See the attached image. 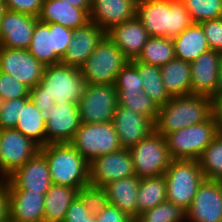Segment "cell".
Listing matches in <instances>:
<instances>
[{"label": "cell", "mask_w": 222, "mask_h": 222, "mask_svg": "<svg viewBox=\"0 0 222 222\" xmlns=\"http://www.w3.org/2000/svg\"><path fill=\"white\" fill-rule=\"evenodd\" d=\"M86 87L80 68L62 63L45 66L40 82L29 89V98L35 107L45 113L55 103H76Z\"/></svg>", "instance_id": "cell-1"}, {"label": "cell", "mask_w": 222, "mask_h": 222, "mask_svg": "<svg viewBox=\"0 0 222 222\" xmlns=\"http://www.w3.org/2000/svg\"><path fill=\"white\" fill-rule=\"evenodd\" d=\"M216 112V101L205 95L172 97L159 107L154 130L164 137L193 124L207 121Z\"/></svg>", "instance_id": "cell-2"}, {"label": "cell", "mask_w": 222, "mask_h": 222, "mask_svg": "<svg viewBox=\"0 0 222 222\" xmlns=\"http://www.w3.org/2000/svg\"><path fill=\"white\" fill-rule=\"evenodd\" d=\"M136 18L149 37L174 39L192 24L180 0H138Z\"/></svg>", "instance_id": "cell-3"}, {"label": "cell", "mask_w": 222, "mask_h": 222, "mask_svg": "<svg viewBox=\"0 0 222 222\" xmlns=\"http://www.w3.org/2000/svg\"><path fill=\"white\" fill-rule=\"evenodd\" d=\"M39 151L45 156L52 184L76 189L90 184L89 162L70 144H47Z\"/></svg>", "instance_id": "cell-4"}, {"label": "cell", "mask_w": 222, "mask_h": 222, "mask_svg": "<svg viewBox=\"0 0 222 222\" xmlns=\"http://www.w3.org/2000/svg\"><path fill=\"white\" fill-rule=\"evenodd\" d=\"M221 132L215 112L207 121L193 124L165 136L172 159L198 160L205 148Z\"/></svg>", "instance_id": "cell-5"}, {"label": "cell", "mask_w": 222, "mask_h": 222, "mask_svg": "<svg viewBox=\"0 0 222 222\" xmlns=\"http://www.w3.org/2000/svg\"><path fill=\"white\" fill-rule=\"evenodd\" d=\"M166 198L187 210L206 179L198 160L172 159L165 174Z\"/></svg>", "instance_id": "cell-6"}, {"label": "cell", "mask_w": 222, "mask_h": 222, "mask_svg": "<svg viewBox=\"0 0 222 222\" xmlns=\"http://www.w3.org/2000/svg\"><path fill=\"white\" fill-rule=\"evenodd\" d=\"M72 37L73 30L38 20L28 50L44 66L60 64Z\"/></svg>", "instance_id": "cell-7"}, {"label": "cell", "mask_w": 222, "mask_h": 222, "mask_svg": "<svg viewBox=\"0 0 222 222\" xmlns=\"http://www.w3.org/2000/svg\"><path fill=\"white\" fill-rule=\"evenodd\" d=\"M127 62L122 51L106 35L80 70L86 84H114L118 72Z\"/></svg>", "instance_id": "cell-8"}, {"label": "cell", "mask_w": 222, "mask_h": 222, "mask_svg": "<svg viewBox=\"0 0 222 222\" xmlns=\"http://www.w3.org/2000/svg\"><path fill=\"white\" fill-rule=\"evenodd\" d=\"M129 151L135 174L140 179L164 175L172 160L166 138L155 130Z\"/></svg>", "instance_id": "cell-9"}, {"label": "cell", "mask_w": 222, "mask_h": 222, "mask_svg": "<svg viewBox=\"0 0 222 222\" xmlns=\"http://www.w3.org/2000/svg\"><path fill=\"white\" fill-rule=\"evenodd\" d=\"M89 163L100 155L121 149L113 122L81 123L69 142Z\"/></svg>", "instance_id": "cell-10"}, {"label": "cell", "mask_w": 222, "mask_h": 222, "mask_svg": "<svg viewBox=\"0 0 222 222\" xmlns=\"http://www.w3.org/2000/svg\"><path fill=\"white\" fill-rule=\"evenodd\" d=\"M117 107L118 95L114 84H86L78 102L80 122H112Z\"/></svg>", "instance_id": "cell-11"}, {"label": "cell", "mask_w": 222, "mask_h": 222, "mask_svg": "<svg viewBox=\"0 0 222 222\" xmlns=\"http://www.w3.org/2000/svg\"><path fill=\"white\" fill-rule=\"evenodd\" d=\"M40 147L20 131L0 129V179H6L30 160Z\"/></svg>", "instance_id": "cell-12"}, {"label": "cell", "mask_w": 222, "mask_h": 222, "mask_svg": "<svg viewBox=\"0 0 222 222\" xmlns=\"http://www.w3.org/2000/svg\"><path fill=\"white\" fill-rule=\"evenodd\" d=\"M6 185L7 191L46 193L52 185V180L45 156L38 151L6 178Z\"/></svg>", "instance_id": "cell-13"}, {"label": "cell", "mask_w": 222, "mask_h": 222, "mask_svg": "<svg viewBox=\"0 0 222 222\" xmlns=\"http://www.w3.org/2000/svg\"><path fill=\"white\" fill-rule=\"evenodd\" d=\"M44 68L28 49L0 47V71L11 75L29 89L40 82Z\"/></svg>", "instance_id": "cell-14"}, {"label": "cell", "mask_w": 222, "mask_h": 222, "mask_svg": "<svg viewBox=\"0 0 222 222\" xmlns=\"http://www.w3.org/2000/svg\"><path fill=\"white\" fill-rule=\"evenodd\" d=\"M89 170L90 185L96 187L136 175L132 156L127 148L100 155L89 163Z\"/></svg>", "instance_id": "cell-15"}, {"label": "cell", "mask_w": 222, "mask_h": 222, "mask_svg": "<svg viewBox=\"0 0 222 222\" xmlns=\"http://www.w3.org/2000/svg\"><path fill=\"white\" fill-rule=\"evenodd\" d=\"M186 222H222V181L202 182L186 210Z\"/></svg>", "instance_id": "cell-16"}, {"label": "cell", "mask_w": 222, "mask_h": 222, "mask_svg": "<svg viewBox=\"0 0 222 222\" xmlns=\"http://www.w3.org/2000/svg\"><path fill=\"white\" fill-rule=\"evenodd\" d=\"M44 115L46 145L69 143L81 124L76 103H55Z\"/></svg>", "instance_id": "cell-17"}, {"label": "cell", "mask_w": 222, "mask_h": 222, "mask_svg": "<svg viewBox=\"0 0 222 222\" xmlns=\"http://www.w3.org/2000/svg\"><path fill=\"white\" fill-rule=\"evenodd\" d=\"M222 54L207 50L191 62L192 94L219 98V71Z\"/></svg>", "instance_id": "cell-18"}, {"label": "cell", "mask_w": 222, "mask_h": 222, "mask_svg": "<svg viewBox=\"0 0 222 222\" xmlns=\"http://www.w3.org/2000/svg\"><path fill=\"white\" fill-rule=\"evenodd\" d=\"M38 17L6 10L0 24V47L28 49Z\"/></svg>", "instance_id": "cell-19"}, {"label": "cell", "mask_w": 222, "mask_h": 222, "mask_svg": "<svg viewBox=\"0 0 222 222\" xmlns=\"http://www.w3.org/2000/svg\"><path fill=\"white\" fill-rule=\"evenodd\" d=\"M105 36L106 32L91 20L74 29L73 37L61 63L80 68Z\"/></svg>", "instance_id": "cell-20"}, {"label": "cell", "mask_w": 222, "mask_h": 222, "mask_svg": "<svg viewBox=\"0 0 222 222\" xmlns=\"http://www.w3.org/2000/svg\"><path fill=\"white\" fill-rule=\"evenodd\" d=\"M112 122L122 148L129 149L137 145L154 131V123L147 116L137 114L119 105L115 110Z\"/></svg>", "instance_id": "cell-21"}, {"label": "cell", "mask_w": 222, "mask_h": 222, "mask_svg": "<svg viewBox=\"0 0 222 222\" xmlns=\"http://www.w3.org/2000/svg\"><path fill=\"white\" fill-rule=\"evenodd\" d=\"M138 0H91L90 20L107 32L114 25L136 17Z\"/></svg>", "instance_id": "cell-22"}, {"label": "cell", "mask_w": 222, "mask_h": 222, "mask_svg": "<svg viewBox=\"0 0 222 222\" xmlns=\"http://www.w3.org/2000/svg\"><path fill=\"white\" fill-rule=\"evenodd\" d=\"M106 35L128 60L136 59L139 56L149 38L147 30L136 17L114 25L106 32Z\"/></svg>", "instance_id": "cell-23"}, {"label": "cell", "mask_w": 222, "mask_h": 222, "mask_svg": "<svg viewBox=\"0 0 222 222\" xmlns=\"http://www.w3.org/2000/svg\"><path fill=\"white\" fill-rule=\"evenodd\" d=\"M9 222H43L45 193L7 191Z\"/></svg>", "instance_id": "cell-24"}, {"label": "cell", "mask_w": 222, "mask_h": 222, "mask_svg": "<svg viewBox=\"0 0 222 222\" xmlns=\"http://www.w3.org/2000/svg\"><path fill=\"white\" fill-rule=\"evenodd\" d=\"M90 9L77 8L60 0H43L38 20L74 30L90 21Z\"/></svg>", "instance_id": "cell-25"}, {"label": "cell", "mask_w": 222, "mask_h": 222, "mask_svg": "<svg viewBox=\"0 0 222 222\" xmlns=\"http://www.w3.org/2000/svg\"><path fill=\"white\" fill-rule=\"evenodd\" d=\"M140 178L136 175L112 181L102 188L109 203L135 220L138 217L137 194Z\"/></svg>", "instance_id": "cell-26"}, {"label": "cell", "mask_w": 222, "mask_h": 222, "mask_svg": "<svg viewBox=\"0 0 222 222\" xmlns=\"http://www.w3.org/2000/svg\"><path fill=\"white\" fill-rule=\"evenodd\" d=\"M162 81L171 97L191 95V63L173 59L160 67Z\"/></svg>", "instance_id": "cell-27"}, {"label": "cell", "mask_w": 222, "mask_h": 222, "mask_svg": "<svg viewBox=\"0 0 222 222\" xmlns=\"http://www.w3.org/2000/svg\"><path fill=\"white\" fill-rule=\"evenodd\" d=\"M172 40L176 58L190 63L210 49L200 23H192Z\"/></svg>", "instance_id": "cell-28"}, {"label": "cell", "mask_w": 222, "mask_h": 222, "mask_svg": "<svg viewBox=\"0 0 222 222\" xmlns=\"http://www.w3.org/2000/svg\"><path fill=\"white\" fill-rule=\"evenodd\" d=\"M78 195V189L52 184L45 193L43 222H63L66 212Z\"/></svg>", "instance_id": "cell-29"}, {"label": "cell", "mask_w": 222, "mask_h": 222, "mask_svg": "<svg viewBox=\"0 0 222 222\" xmlns=\"http://www.w3.org/2000/svg\"><path fill=\"white\" fill-rule=\"evenodd\" d=\"M45 115L39 111L29 99L22 106V113L18 118L15 130L20 131L31 139L39 147L46 146V124Z\"/></svg>", "instance_id": "cell-30"}, {"label": "cell", "mask_w": 222, "mask_h": 222, "mask_svg": "<svg viewBox=\"0 0 222 222\" xmlns=\"http://www.w3.org/2000/svg\"><path fill=\"white\" fill-rule=\"evenodd\" d=\"M135 68L143 83V93H146L158 107L163 106L172 98L165 89L159 66L135 60Z\"/></svg>", "instance_id": "cell-31"}, {"label": "cell", "mask_w": 222, "mask_h": 222, "mask_svg": "<svg viewBox=\"0 0 222 222\" xmlns=\"http://www.w3.org/2000/svg\"><path fill=\"white\" fill-rule=\"evenodd\" d=\"M165 201H167V198L166 180L164 175L140 179L136 199L138 215Z\"/></svg>", "instance_id": "cell-32"}, {"label": "cell", "mask_w": 222, "mask_h": 222, "mask_svg": "<svg viewBox=\"0 0 222 222\" xmlns=\"http://www.w3.org/2000/svg\"><path fill=\"white\" fill-rule=\"evenodd\" d=\"M175 58L172 39L165 37H149L141 53L135 60L161 67Z\"/></svg>", "instance_id": "cell-33"}, {"label": "cell", "mask_w": 222, "mask_h": 222, "mask_svg": "<svg viewBox=\"0 0 222 222\" xmlns=\"http://www.w3.org/2000/svg\"><path fill=\"white\" fill-rule=\"evenodd\" d=\"M198 163L206 179L222 181V132L205 148Z\"/></svg>", "instance_id": "cell-34"}, {"label": "cell", "mask_w": 222, "mask_h": 222, "mask_svg": "<svg viewBox=\"0 0 222 222\" xmlns=\"http://www.w3.org/2000/svg\"><path fill=\"white\" fill-rule=\"evenodd\" d=\"M118 105L147 116L155 123L159 111L157 104L143 92H117Z\"/></svg>", "instance_id": "cell-35"}, {"label": "cell", "mask_w": 222, "mask_h": 222, "mask_svg": "<svg viewBox=\"0 0 222 222\" xmlns=\"http://www.w3.org/2000/svg\"><path fill=\"white\" fill-rule=\"evenodd\" d=\"M136 222H186V210L181 206L165 201L148 209L135 219Z\"/></svg>", "instance_id": "cell-36"}, {"label": "cell", "mask_w": 222, "mask_h": 222, "mask_svg": "<svg viewBox=\"0 0 222 222\" xmlns=\"http://www.w3.org/2000/svg\"><path fill=\"white\" fill-rule=\"evenodd\" d=\"M188 10L192 23L222 17V0H180Z\"/></svg>", "instance_id": "cell-37"}, {"label": "cell", "mask_w": 222, "mask_h": 222, "mask_svg": "<svg viewBox=\"0 0 222 222\" xmlns=\"http://www.w3.org/2000/svg\"><path fill=\"white\" fill-rule=\"evenodd\" d=\"M114 87L117 92H143V83L138 70L135 68V59L128 60L120 69Z\"/></svg>", "instance_id": "cell-38"}, {"label": "cell", "mask_w": 222, "mask_h": 222, "mask_svg": "<svg viewBox=\"0 0 222 222\" xmlns=\"http://www.w3.org/2000/svg\"><path fill=\"white\" fill-rule=\"evenodd\" d=\"M78 196L81 198L88 213L93 216L99 215L110 204L102 187L89 184L78 190Z\"/></svg>", "instance_id": "cell-39"}, {"label": "cell", "mask_w": 222, "mask_h": 222, "mask_svg": "<svg viewBox=\"0 0 222 222\" xmlns=\"http://www.w3.org/2000/svg\"><path fill=\"white\" fill-rule=\"evenodd\" d=\"M30 98H18L3 101L0 108V129H15L18 118L22 113V106Z\"/></svg>", "instance_id": "cell-40"}, {"label": "cell", "mask_w": 222, "mask_h": 222, "mask_svg": "<svg viewBox=\"0 0 222 222\" xmlns=\"http://www.w3.org/2000/svg\"><path fill=\"white\" fill-rule=\"evenodd\" d=\"M0 97L3 101L29 98V88L11 75L0 71Z\"/></svg>", "instance_id": "cell-41"}, {"label": "cell", "mask_w": 222, "mask_h": 222, "mask_svg": "<svg viewBox=\"0 0 222 222\" xmlns=\"http://www.w3.org/2000/svg\"><path fill=\"white\" fill-rule=\"evenodd\" d=\"M208 46L222 54V17L200 22Z\"/></svg>", "instance_id": "cell-42"}, {"label": "cell", "mask_w": 222, "mask_h": 222, "mask_svg": "<svg viewBox=\"0 0 222 222\" xmlns=\"http://www.w3.org/2000/svg\"><path fill=\"white\" fill-rule=\"evenodd\" d=\"M63 222H97L96 216L89 214L81 198L77 195L71 202Z\"/></svg>", "instance_id": "cell-43"}, {"label": "cell", "mask_w": 222, "mask_h": 222, "mask_svg": "<svg viewBox=\"0 0 222 222\" xmlns=\"http://www.w3.org/2000/svg\"><path fill=\"white\" fill-rule=\"evenodd\" d=\"M6 8L38 17L42 8L43 0H4Z\"/></svg>", "instance_id": "cell-44"}, {"label": "cell", "mask_w": 222, "mask_h": 222, "mask_svg": "<svg viewBox=\"0 0 222 222\" xmlns=\"http://www.w3.org/2000/svg\"><path fill=\"white\" fill-rule=\"evenodd\" d=\"M97 222H133L134 220L121 212L116 206L109 204L99 215Z\"/></svg>", "instance_id": "cell-45"}, {"label": "cell", "mask_w": 222, "mask_h": 222, "mask_svg": "<svg viewBox=\"0 0 222 222\" xmlns=\"http://www.w3.org/2000/svg\"><path fill=\"white\" fill-rule=\"evenodd\" d=\"M9 195L6 179H0V222H9Z\"/></svg>", "instance_id": "cell-46"}, {"label": "cell", "mask_w": 222, "mask_h": 222, "mask_svg": "<svg viewBox=\"0 0 222 222\" xmlns=\"http://www.w3.org/2000/svg\"><path fill=\"white\" fill-rule=\"evenodd\" d=\"M60 1L68 2L70 5L82 9H90L91 7V0H60Z\"/></svg>", "instance_id": "cell-47"}, {"label": "cell", "mask_w": 222, "mask_h": 222, "mask_svg": "<svg viewBox=\"0 0 222 222\" xmlns=\"http://www.w3.org/2000/svg\"><path fill=\"white\" fill-rule=\"evenodd\" d=\"M216 112L220 120V127L222 132V96L216 100Z\"/></svg>", "instance_id": "cell-48"}, {"label": "cell", "mask_w": 222, "mask_h": 222, "mask_svg": "<svg viewBox=\"0 0 222 222\" xmlns=\"http://www.w3.org/2000/svg\"><path fill=\"white\" fill-rule=\"evenodd\" d=\"M6 10H7V8H6V5H5V1L0 0V24H1V20H2L3 15H4Z\"/></svg>", "instance_id": "cell-49"}, {"label": "cell", "mask_w": 222, "mask_h": 222, "mask_svg": "<svg viewBox=\"0 0 222 222\" xmlns=\"http://www.w3.org/2000/svg\"><path fill=\"white\" fill-rule=\"evenodd\" d=\"M222 96V57H221V65L219 71V97Z\"/></svg>", "instance_id": "cell-50"}, {"label": "cell", "mask_w": 222, "mask_h": 222, "mask_svg": "<svg viewBox=\"0 0 222 222\" xmlns=\"http://www.w3.org/2000/svg\"><path fill=\"white\" fill-rule=\"evenodd\" d=\"M2 104H3V99L0 97V108H1Z\"/></svg>", "instance_id": "cell-51"}]
</instances>
